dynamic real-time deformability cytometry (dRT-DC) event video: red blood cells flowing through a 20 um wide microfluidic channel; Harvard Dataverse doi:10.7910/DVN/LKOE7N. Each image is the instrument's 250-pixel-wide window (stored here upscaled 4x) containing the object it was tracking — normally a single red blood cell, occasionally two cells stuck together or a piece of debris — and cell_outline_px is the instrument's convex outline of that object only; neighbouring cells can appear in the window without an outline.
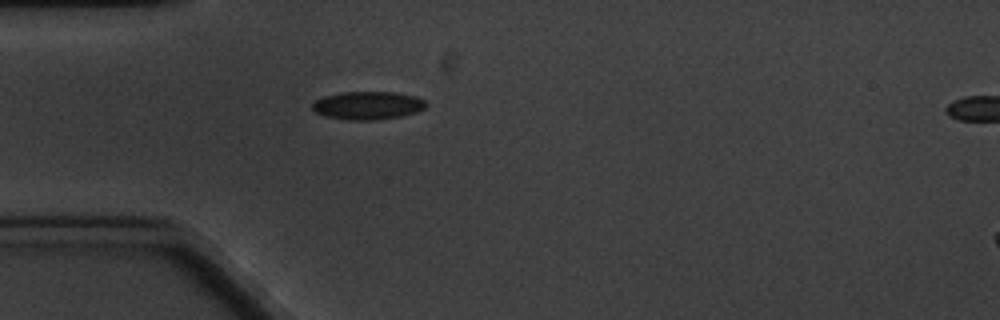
{"species": "common noctule bat (a hibernating species)", "species_latin": "Nyctalus noctula", "temperature_condition": "cold", "stored_images_in_passage": 5, "camera_frame_rate_fps": 3000, "um_per_image_px": 0.085, "animal": {"sex": "male", "body_mass_g": 20.1, "forearm_length_mm": 53.5}, "frame": {"image": 1, "passage_image": 4, "time_ms": 3.667, "image_size_px": [1000, 320], "cell_outline_px": [[428, 104], [424, 108], [416, 112], [400, 116], [376, 120], [348, 120], [324, 116], [316, 112], [312, 108], [312, 104], [316, 100], [324, 96], [340, 92], [392, 92], [416, 96], [424, 100]], "centroid_in_image_um": [31.25, 8.96], "position_along_channel_um": 53.7, "area_um2": 18.61}}